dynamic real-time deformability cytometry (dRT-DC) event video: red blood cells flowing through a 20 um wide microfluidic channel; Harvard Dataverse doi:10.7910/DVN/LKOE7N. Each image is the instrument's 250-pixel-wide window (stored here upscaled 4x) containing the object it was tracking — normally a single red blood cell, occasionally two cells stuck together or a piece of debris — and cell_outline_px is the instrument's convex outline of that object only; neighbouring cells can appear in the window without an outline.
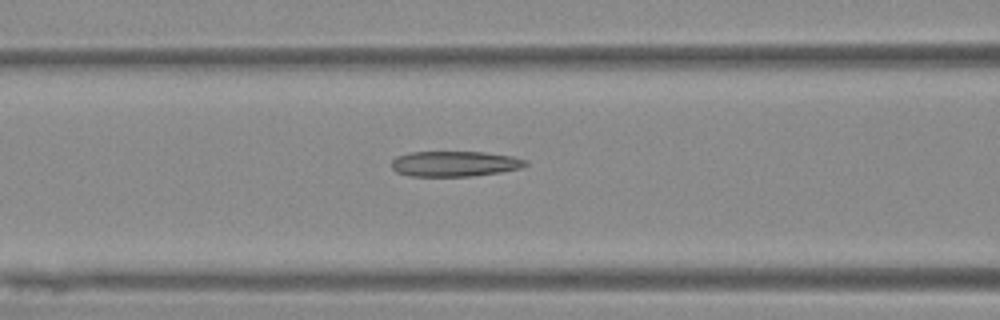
{"species": "Egyptian fruit bat (a non-hibernating species)", "species_latin": "Rousettus aegyptiacus", "temperature_condition": "warm", "stored_images_in_passage": 7, "camera_frame_rate_fps": 3000, "um_per_image_px": 0.085, "animal": {"sex": "female"}, "frame": {"image": 1, "passage_image": 7, "time_ms": 7.0, "image_size_px": [1000, 320], "cell_outline_px": [[528, 164], [520, 168], [500, 172], [472, 176], [408, 176], [396, 172], [392, 168], [392, 160], [396, 156], [412, 152], [484, 152], [512, 156], [528, 160]], "centroid_in_image_um": [38.65, 13.92], "position_along_channel_um": 128.0, "area_um2": 19.88}}